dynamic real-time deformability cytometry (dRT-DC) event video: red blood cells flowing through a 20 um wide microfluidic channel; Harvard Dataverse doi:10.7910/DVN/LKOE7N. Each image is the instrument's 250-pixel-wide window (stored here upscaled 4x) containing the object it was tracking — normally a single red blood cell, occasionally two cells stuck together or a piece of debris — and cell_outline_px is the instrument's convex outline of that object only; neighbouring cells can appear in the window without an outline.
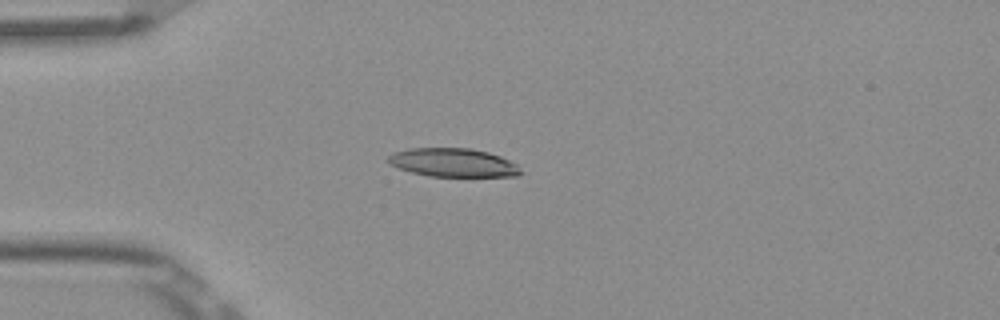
{"species": "Egyptian fruit bat (a non-hibernating species)", "species_latin": "Rousettus aegyptiacus", "temperature_condition": "room temperature", "stored_images_in_passage": 51, "camera_frame_rate_fps": 3000, "um_per_image_px": 0.085, "frame": {"image": 1, "passage_image": 13, "time_ms": 4.0, "image_size_px": [1000, 320], "cell_outline_px": [[524, 172], [516, 176], [432, 176], [412, 172], [388, 164], [388, 156], [392, 152], [408, 148], [468, 148], [488, 152], [500, 156], [516, 164]], "centroid_in_image_um": [38.5, 13.81], "position_along_channel_um": 46.5, "area_um2": 21.96}}
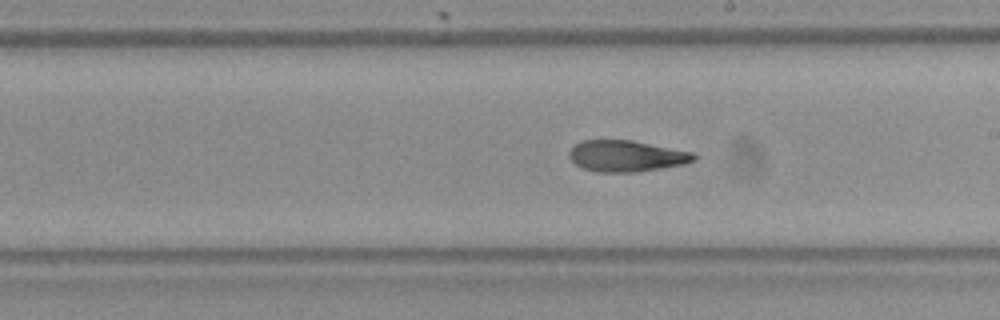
{"frame": {"image": 2, "passage_image": 29, "time_ms": 9.333, "image_size_px": [1000, 320], "cell_outline_px": [[696, 160], [684, 164], [636, 172], [600, 172], [580, 168], [568, 156], [568, 152], [580, 140], [632, 140], [696, 152]], "centroid_in_image_um": [53.26, 13.25], "position_along_channel_um": 235.7, "area_um2": 22.89}}
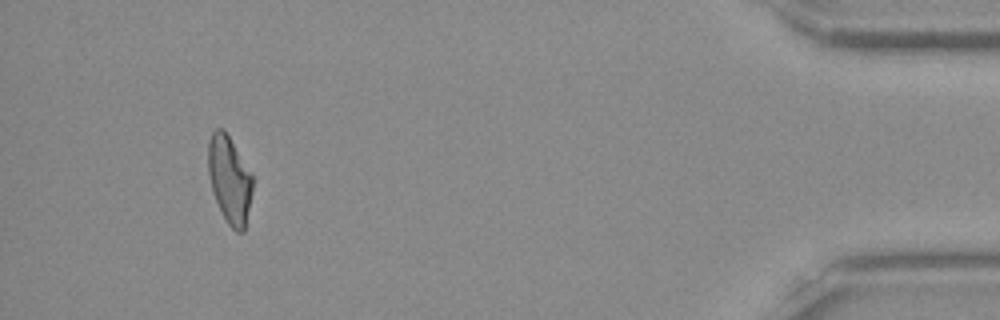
{"frame": {"image": 3, "passage_image": 48, "time_ms": 15.667, "image_size_px": [1000, 320], "cell_outline_px": [[252, 192], [244, 232], [236, 232], [228, 224], [212, 192], [208, 172], [208, 140], [212, 132], [216, 128], [224, 128], [252, 172]], "centroid_in_image_um": [19.51, 15.22], "position_along_channel_um": 415.7, "area_um2": 22.72}, "authors_computed_cell_mechanics": {"area_um2": 22.9466, "velocity_mm_per_s": 3.8909, "shape_relaxation_time_tau1_ms": 9.1814, "shape_relaxation_time_tau2_ms": 3.8646, "deformation_change_tau1": 0.2229, "deformation_change_tau2": 0.1263}}